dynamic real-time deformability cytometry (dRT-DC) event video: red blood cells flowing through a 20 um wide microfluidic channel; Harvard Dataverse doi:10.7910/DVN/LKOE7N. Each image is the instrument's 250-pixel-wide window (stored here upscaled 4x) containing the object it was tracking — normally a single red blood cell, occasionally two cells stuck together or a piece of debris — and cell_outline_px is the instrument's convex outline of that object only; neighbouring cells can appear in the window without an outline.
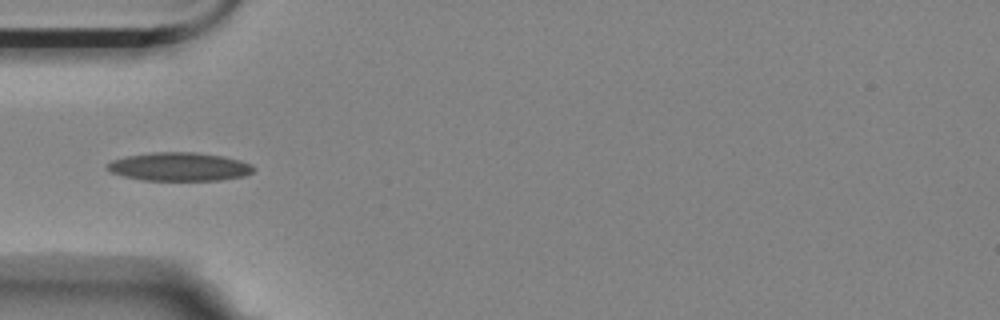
{"species": "Egyptian fruit bat (a non-hibernating species)", "species_latin": "Rousettus aegyptiacus", "temperature_condition": "room temperature", "stored_images_in_passage": 40, "camera_frame_rate_fps": 3000, "um_per_image_px": 0.085, "animal": {"sex": "female"}, "frame": {"image": 1, "passage_image": 1, "time_ms": 0.0, "image_size_px": [1000, 320], "cell_outline_px": [[256, 168], [252, 172], [244, 176], [220, 180], [144, 180], [124, 176], [112, 172], [108, 168], [108, 164], [112, 160], [128, 156], [152, 152], [196, 152], [224, 156], [240, 160], [252, 164]], "centroid_in_image_um": [15.31, 14.16], "position_along_channel_um": 69.7, "area_um2": 24.16}}
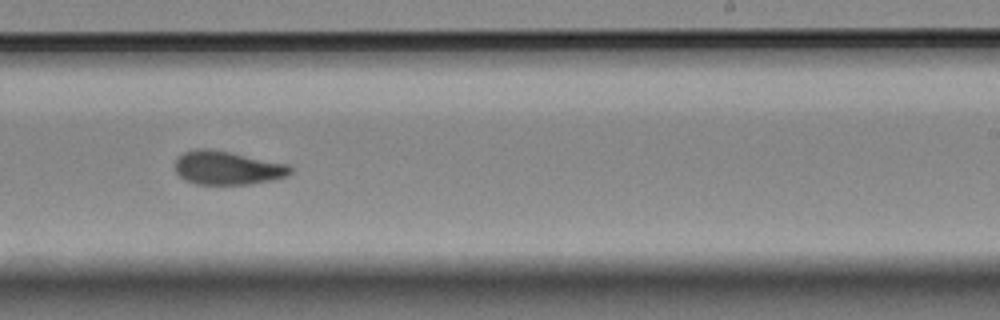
{"frame": {"image": 2, "passage_image": 18, "time_ms": 5.667, "image_size_px": [1000, 320], "cell_outline_px": [[292, 172], [288, 176], [272, 180], [252, 184], [196, 184], [184, 180], [176, 172], [176, 156], [184, 152], [196, 148], [208, 148], [288, 164], [292, 168]], "centroid_in_image_um": [19.31, 14.27], "position_along_channel_um": 269.7, "area_um2": 22.6}}
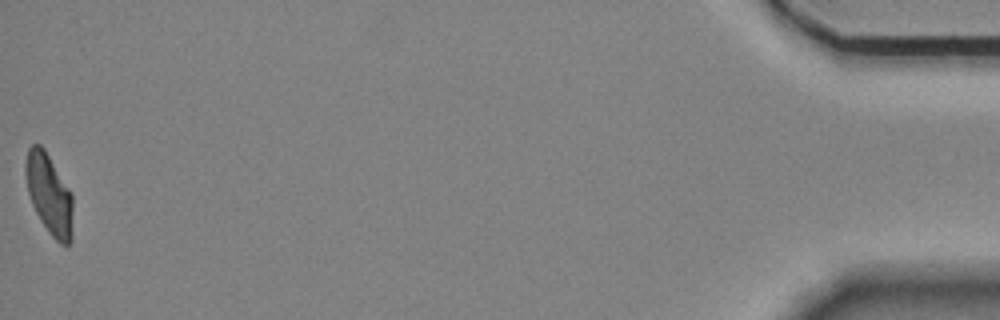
{"frame": {"image": 3, "passage_image": 40, "time_ms": 13.0, "image_size_px": [1000, 320], "cell_outline_px": [[72, 240], [68, 248], [60, 244], [48, 232], [40, 220], [32, 204], [28, 192], [24, 172], [24, 164], [28, 148], [32, 144], [40, 144], [44, 148], [72, 192]], "centroid_in_image_um": [4.18, 16.52], "position_along_channel_um": 431.0, "area_um2": 22.54}, "authors_computed_cell_mechanics": {"area_um2": 22.5709, "velocity_mm_per_s": 3.5099, "shape_relaxation_time_tau1_ms": 5.5753, "shape_relaxation_time_tau2_ms": 2.3393, "deformation_change_tau1": 0.1518, "deformation_change_tau2": 0.0741}}